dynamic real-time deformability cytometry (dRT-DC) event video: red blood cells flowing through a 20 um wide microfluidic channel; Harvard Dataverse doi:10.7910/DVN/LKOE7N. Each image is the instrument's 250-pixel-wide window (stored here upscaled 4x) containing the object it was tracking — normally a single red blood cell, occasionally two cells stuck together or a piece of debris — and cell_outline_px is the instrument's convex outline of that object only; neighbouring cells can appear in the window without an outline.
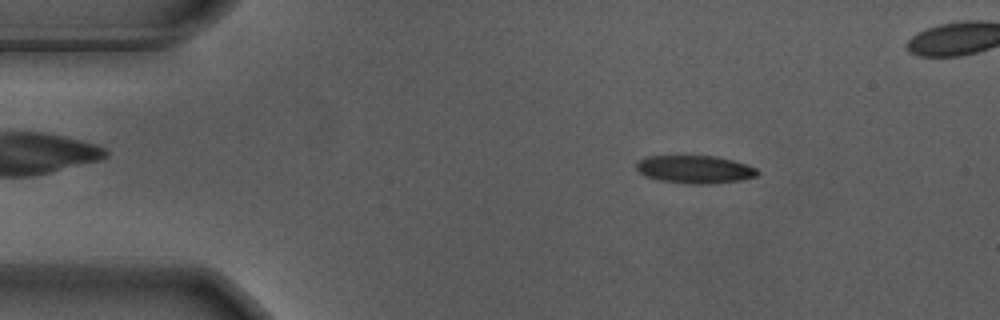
{"species": "Egyptian fruit bat (a non-hibernating species)", "species_latin": "Rousettus aegyptiacus", "temperature_condition": "warm", "stored_images_in_passage": 51, "camera_frame_rate_fps": 3000, "um_per_image_px": 0.085, "animal": {"sex": "male"}, "frame": {"image": 1, "passage_image": 8, "time_ms": 2.333, "image_size_px": [1000, 320], "cell_outline_px": [[760, 172], [756, 176], [740, 180], [712, 184], [684, 184], [656, 180], [644, 176], [636, 168], [636, 160], [648, 156], [716, 156], [732, 160], [756, 168]], "centroid_in_image_um": [59.01, 14.41], "position_along_channel_um": 26.0, "area_um2": 19.88}}
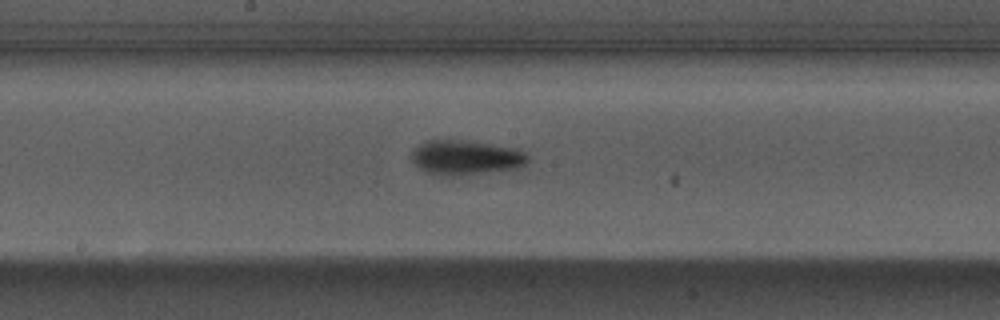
{"frame": {"image": 2, "passage_image": 28, "time_ms": 9.0, "image_size_px": [1000, 320], "cell_outline_px": [[528, 160], [520, 168], [452, 176], [444, 176], [424, 172], [412, 160], [412, 148], [424, 140], [456, 140], [520, 148], [528, 156]], "centroid_in_image_um": [39.57, 13.39], "position_along_channel_um": 208.6, "area_um2": 23.47}}
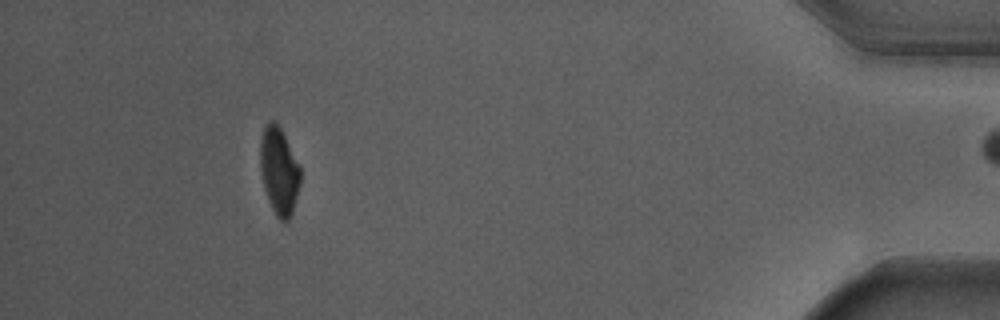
{"frame": {"image": 3, "passage_image": 50, "time_ms": 16.333, "image_size_px": [1000, 320], "cell_outline_px": [[300, 184], [292, 212], [288, 220], [280, 220], [276, 216], [268, 200], [264, 188], [260, 168], [260, 140], [264, 128], [268, 120], [276, 120], [300, 168]], "centroid_in_image_um": [23.7, 14.52], "position_along_channel_um": 411.5, "area_um2": 20.11}}